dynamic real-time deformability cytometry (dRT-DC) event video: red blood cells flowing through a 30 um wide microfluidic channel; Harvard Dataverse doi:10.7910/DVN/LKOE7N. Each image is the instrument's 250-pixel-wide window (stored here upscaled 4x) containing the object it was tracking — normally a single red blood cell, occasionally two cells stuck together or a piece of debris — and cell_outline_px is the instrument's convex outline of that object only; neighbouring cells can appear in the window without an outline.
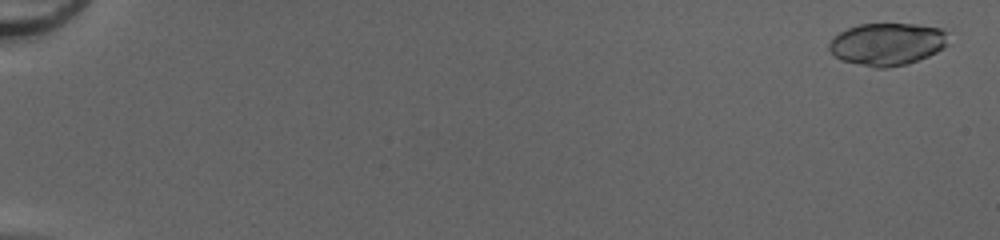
{"species": "common noctule bat (a hibernating species)", "species_latin": "Nyctalus noctula", "temperature_condition": "cold", "stored_images_in_passage": 52, "camera_frame_rate_fps": 3000, "um_per_image_px": 0.085, "animal": {"sex": "female", "body_mass_g": 20.0, "forearm_length_mm": 54.0}, "frame": {"image": 1, "passage_image": 2, "time_ms": 0.333, "image_size_px": [1000, 240], "cell_outline_px": [[948, 44], [944, 48], [928, 56], [908, 64], [888, 68], [876, 68], [840, 60], [828, 48], [828, 44], [840, 32], [848, 28], [860, 24], [916, 24], [940, 28], [944, 32]], "centroid_in_image_um": [75.41, 3.76], "position_along_channel_um": 9.6, "area_um2": 29.3}}
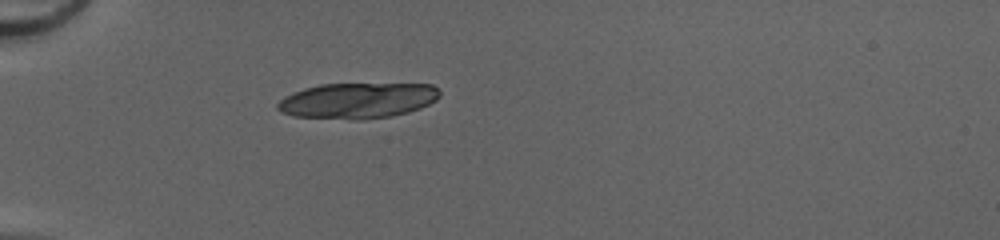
{"frame": {"image": 2, "passage_image": 18, "time_ms": 5.667, "image_size_px": [1000, 240], "cell_outline_px": [[440, 96], [436, 100], [420, 108], [408, 112], [392, 116], [364, 120], [352, 120], [292, 116], [280, 112], [276, 108], [276, 104], [284, 96], [292, 92], [304, 88], [320, 84], [432, 84], [440, 88]], "centroid_in_image_um": [30.37, 8.55], "position_along_channel_um": 54.6, "area_um2": 34.16}}